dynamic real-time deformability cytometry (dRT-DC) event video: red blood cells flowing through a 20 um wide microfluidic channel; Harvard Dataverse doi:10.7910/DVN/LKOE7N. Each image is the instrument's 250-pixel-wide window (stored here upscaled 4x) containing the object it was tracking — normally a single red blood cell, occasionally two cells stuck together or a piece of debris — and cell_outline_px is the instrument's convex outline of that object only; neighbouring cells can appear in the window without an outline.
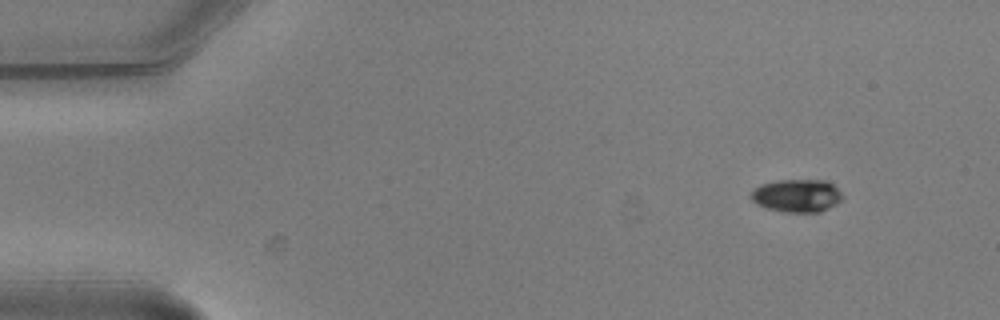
{"species": "common noctule bat (a hibernating species)", "species_latin": "Nyctalus noctula", "temperature_condition": "warm", "stored_images_in_passage": 3, "camera_frame_rate_fps": 3000, "um_per_image_px": 0.085, "animal": {"sex": "male", "body_mass_g": 20.5, "forearm_length_mm": 52.5}, "frame": {"image": 1, "passage_image": 1, "time_ms": 0.0, "image_size_px": [1000, 320], "cell_outline_px": [[844, 196], [836, 204], [820, 212], [784, 212], [768, 208], [756, 204], [752, 200], [752, 192], [760, 184], [776, 180], [828, 180]], "centroid_in_image_um": [67.75, 16.62], "position_along_channel_um": 17.3, "area_um2": 17.46}}